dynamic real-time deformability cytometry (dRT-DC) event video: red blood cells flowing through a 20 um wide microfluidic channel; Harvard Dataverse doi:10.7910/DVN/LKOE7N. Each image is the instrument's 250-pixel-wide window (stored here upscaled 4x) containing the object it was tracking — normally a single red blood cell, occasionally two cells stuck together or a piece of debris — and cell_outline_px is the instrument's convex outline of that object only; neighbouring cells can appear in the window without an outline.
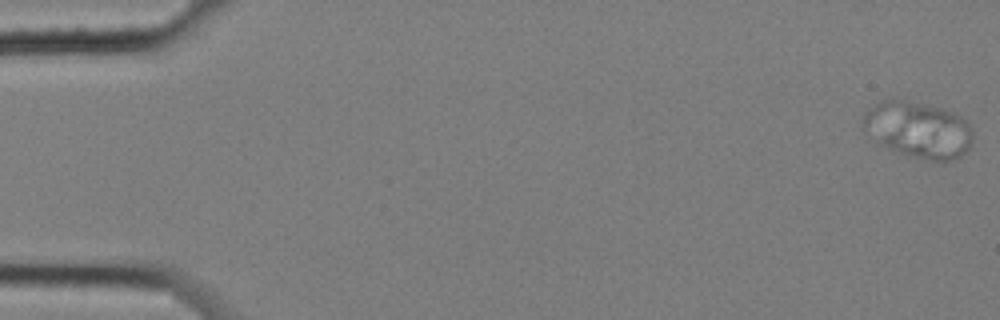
{"species": "common noctule bat (a hibernating species)", "species_latin": "Nyctalus noctula", "temperature_condition": "cold", "stored_images_in_passage": 6, "camera_frame_rate_fps": 3000, "um_per_image_px": 0.085, "animal": {"sex": "female", "body_mass_g": 25.1}, "frame": {"image": 1, "passage_image": 1, "time_ms": 0.0, "image_size_px": [1000, 320], "cell_outline_px": [[972, 144], [960, 156], [948, 160], [932, 160], [908, 156], [880, 144], [864, 128], [860, 120], [864, 112], [868, 108], [884, 100], [904, 100], [924, 104], [940, 108], [952, 112], [960, 116], [968, 124], [972, 132]], "centroid_in_image_um": [78.02, 11.02], "position_along_channel_um": 7.0, "area_um2": 35.49}}